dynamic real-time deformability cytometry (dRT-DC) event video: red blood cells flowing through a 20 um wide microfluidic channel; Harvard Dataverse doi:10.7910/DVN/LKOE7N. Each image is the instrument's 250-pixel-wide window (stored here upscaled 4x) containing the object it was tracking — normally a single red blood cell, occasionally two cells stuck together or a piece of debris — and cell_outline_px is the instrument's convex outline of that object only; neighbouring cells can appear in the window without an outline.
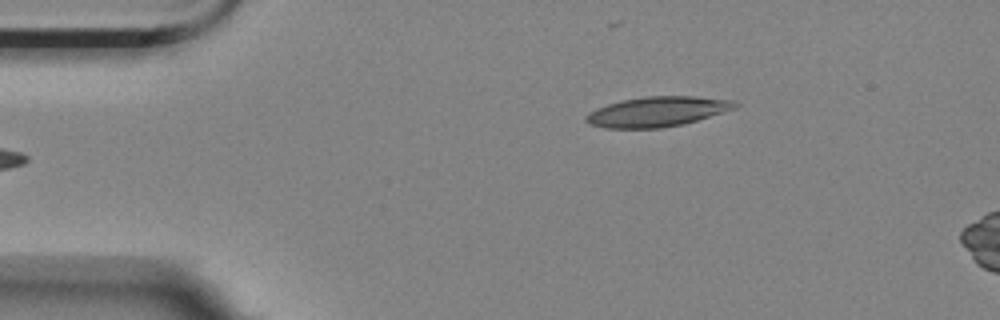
{"species": "Egyptian fruit bat (a non-hibernating species)", "species_latin": "Rousettus aegyptiacus", "temperature_condition": "room temperature", "stored_images_in_passage": 3, "camera_frame_rate_fps": 3000, "um_per_image_px": 0.085, "animal": {"sex": "female"}, "frame": {"image": 1, "passage_image": 3, "time_ms": 0.667, "image_size_px": [1000, 320], "cell_outline_px": [[740, 104], [736, 108], [684, 124], [660, 128], [604, 128], [592, 124], [584, 120], [584, 116], [588, 112], [596, 108], [620, 100], [644, 96], [696, 96], [732, 100]], "centroid_in_image_um": [55.85, 9.48], "position_along_channel_um": 29.1, "area_um2": 26.13}}